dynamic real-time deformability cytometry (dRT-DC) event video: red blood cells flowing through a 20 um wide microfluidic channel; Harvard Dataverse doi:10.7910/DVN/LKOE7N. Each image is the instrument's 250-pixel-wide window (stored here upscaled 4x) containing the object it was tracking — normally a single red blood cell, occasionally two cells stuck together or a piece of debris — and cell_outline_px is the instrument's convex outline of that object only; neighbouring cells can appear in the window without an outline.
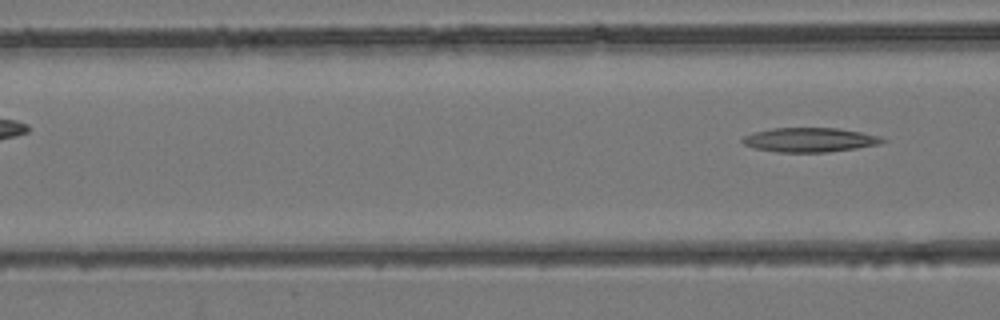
{"species": "common noctule bat (a hibernating species)", "species_latin": "Nyctalus noctula", "temperature_condition": "room temperature", "stored_images_in_passage": 6, "camera_frame_rate_fps": 3000, "um_per_image_px": 0.085, "animal": {"sex": "female", "body_mass_g": 24.6, "forearm_length_mm": 56.2}, "frame": {"image": 1, "passage_image": 6, "time_ms": 1.667, "image_size_px": [1000, 320], "cell_outline_px": [[888, 140], [880, 144], [856, 148], [828, 152], [776, 152], [756, 148], [744, 144], [740, 140], [744, 136], [752, 132], [772, 128], [840, 128], [880, 136]], "centroid_in_image_um": [68.83, 11.88], "position_along_channel_um": 97.8, "area_um2": 19.88}}